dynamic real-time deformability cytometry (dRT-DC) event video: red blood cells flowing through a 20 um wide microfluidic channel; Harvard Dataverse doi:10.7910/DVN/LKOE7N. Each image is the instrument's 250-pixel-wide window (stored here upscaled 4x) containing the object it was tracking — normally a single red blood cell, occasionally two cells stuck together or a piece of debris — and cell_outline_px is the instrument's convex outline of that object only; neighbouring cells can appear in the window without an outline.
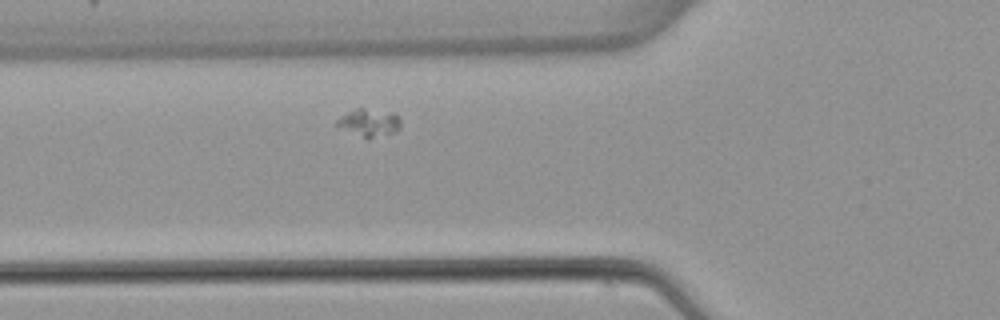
{"species": "common noctule bat (a hibernating species)", "species_latin": "Nyctalus noctula", "temperature_condition": "warm", "stored_images_in_passage": 2, "camera_frame_rate_fps": 3000, "um_per_image_px": 0.085, "animal": {"sex": "female", "body_mass_g": 22.7, "forearm_length_mm": 54.2}, "frame": {"image": 1, "passage_image": 2, "time_ms": 1.0, "image_size_px": [1000, 320], "cell_outline_px": [[400, 128], [396, 132], [368, 140], [336, 128], [336, 120], [340, 116], [356, 108], [364, 108], [396, 112], [400, 120]], "centroid_in_image_um": [31.36, 10.45], "position_along_channel_um": 94.4, "area_um2": 10.87}}